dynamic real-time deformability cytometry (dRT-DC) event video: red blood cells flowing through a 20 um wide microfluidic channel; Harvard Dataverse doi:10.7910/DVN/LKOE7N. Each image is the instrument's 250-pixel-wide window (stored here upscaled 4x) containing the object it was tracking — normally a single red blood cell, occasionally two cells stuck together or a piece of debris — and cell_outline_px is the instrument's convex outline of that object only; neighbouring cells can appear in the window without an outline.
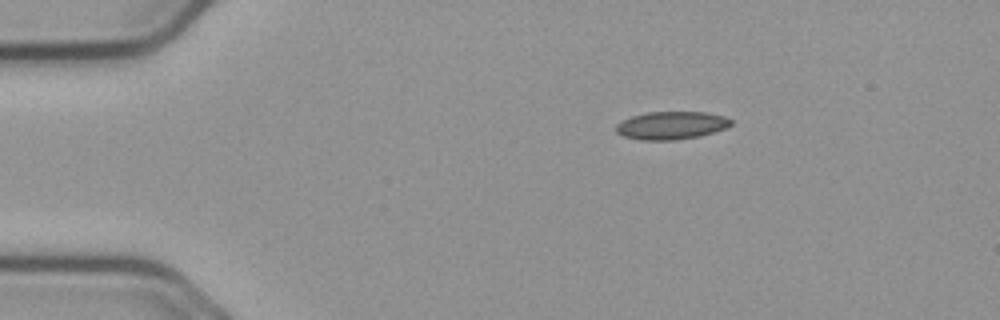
{"species": "common noctule bat (a hibernating species)", "species_latin": "Nyctalus noctula", "temperature_condition": "cold", "stored_images_in_passage": 8, "camera_frame_rate_fps": 3000, "um_per_image_px": 0.085, "animal": {"sex": "male", "body_mass_g": 23.1, "forearm_length_mm": 52.7}, "frame": {"image": 1, "passage_image": 1, "time_ms": 0.0, "image_size_px": [1000, 320], "cell_outline_px": [[732, 124], [728, 128], [700, 136], [676, 140], [640, 140], [624, 136], [616, 132], [616, 124], [620, 120], [632, 116], [648, 112], [704, 112], [724, 116], [732, 120]], "centroid_in_image_um": [57.07, 10.66], "position_along_channel_um": 27.9, "area_um2": 18.84}}